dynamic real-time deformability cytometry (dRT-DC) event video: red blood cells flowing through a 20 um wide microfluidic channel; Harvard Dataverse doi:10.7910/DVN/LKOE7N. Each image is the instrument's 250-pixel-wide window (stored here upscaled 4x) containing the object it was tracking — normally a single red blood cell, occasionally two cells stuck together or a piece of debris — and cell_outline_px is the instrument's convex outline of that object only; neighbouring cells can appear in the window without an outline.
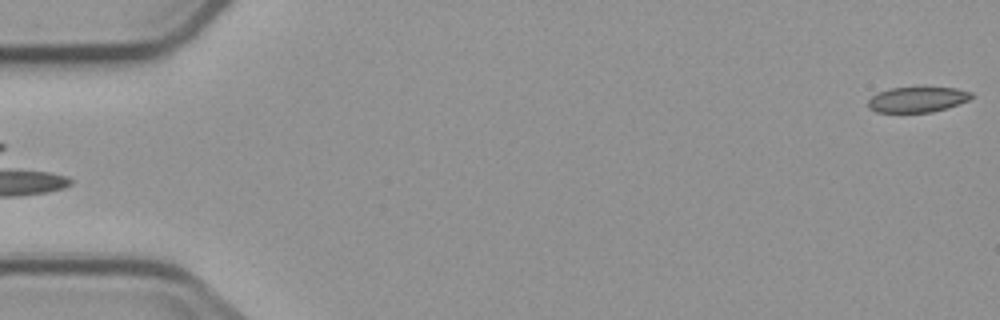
{"species": "common noctule bat (a hibernating species)", "species_latin": "Nyctalus noctula", "temperature_condition": "cold", "stored_images_in_passage": 5, "camera_frame_rate_fps": 3000, "um_per_image_px": 0.085, "animal": {"sex": "male", "body_mass_g": 23.1, "forearm_length_mm": 52.7}, "frame": {"image": 1, "passage_image": 5, "time_ms": 5.667, "image_size_px": [1000, 320], "cell_outline_px": [[972, 96], [968, 100], [932, 112], [876, 112], [868, 108], [868, 100], [872, 96], [880, 92], [892, 88], [956, 88], [972, 92]], "centroid_in_image_um": [77.94, 8.46], "position_along_channel_um": 7.1, "area_um2": 14.91}}